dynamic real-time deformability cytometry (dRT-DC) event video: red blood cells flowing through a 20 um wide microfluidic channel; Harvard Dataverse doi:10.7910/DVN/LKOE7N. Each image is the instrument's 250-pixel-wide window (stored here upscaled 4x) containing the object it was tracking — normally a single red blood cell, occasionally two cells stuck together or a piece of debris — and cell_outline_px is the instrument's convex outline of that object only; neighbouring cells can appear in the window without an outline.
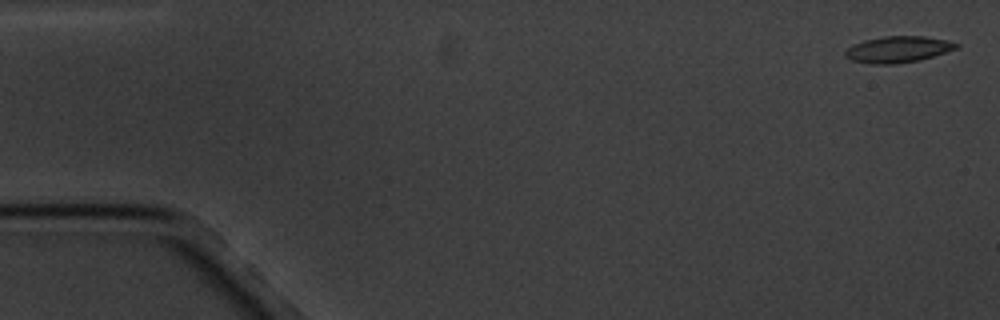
{"species": "common noctule bat (a hibernating species)", "species_latin": "Nyctalus noctula", "temperature_condition": "cold", "stored_images_in_passage": 6, "camera_frame_rate_fps": 3000, "um_per_image_px": 0.085, "animal": {"sex": "male", "body_mass_g": 20.1, "forearm_length_mm": 53.5}, "frame": {"image": 1, "passage_image": 1, "time_ms": 0.0, "image_size_px": [1000, 320], "cell_outline_px": [[960, 44], [956, 48], [920, 60], [896, 64], [868, 64], [852, 60], [844, 56], [844, 52], [852, 44], [864, 40], [884, 36], [924, 36], [948, 40]], "centroid_in_image_um": [76.29, 4.2], "position_along_channel_um": 8.7, "area_um2": 17.05}}